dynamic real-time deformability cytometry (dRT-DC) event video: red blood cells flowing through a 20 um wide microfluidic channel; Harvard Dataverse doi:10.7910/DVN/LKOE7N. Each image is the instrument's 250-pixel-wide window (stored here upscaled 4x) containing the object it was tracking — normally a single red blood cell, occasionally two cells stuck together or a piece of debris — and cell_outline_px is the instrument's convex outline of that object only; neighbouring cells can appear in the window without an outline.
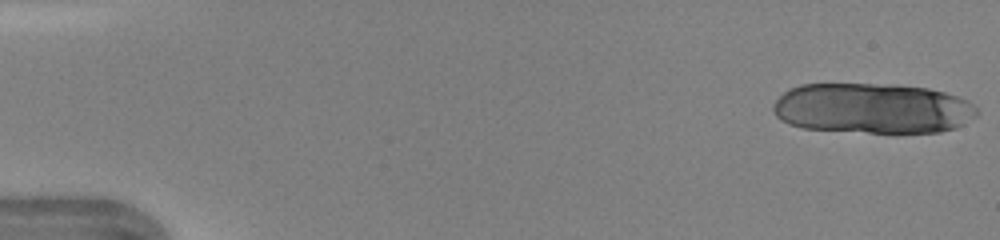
{"species": "human", "species_latin": "Homo sapiens", "temperature_condition": "warm", "stored_images_in_passage": 14, "camera_frame_rate_fps": 3000, "um_per_image_px": 0.085, "donor": {"sex": "female"}, "frame": {"image": 1, "passage_image": 1, "time_ms": 0.0, "image_size_px": [1000, 240], "cell_outline_px": [[980, 112], [976, 116], [956, 128], [940, 132], [896, 136], [804, 128], [788, 124], [776, 116], [772, 108], [772, 104], [788, 88], [800, 84], [896, 84], [928, 88], [944, 92], [968, 100]], "centroid_in_image_um": [74.19, 9.25], "position_along_channel_um": 10.8, "area_um2": 61.56}}